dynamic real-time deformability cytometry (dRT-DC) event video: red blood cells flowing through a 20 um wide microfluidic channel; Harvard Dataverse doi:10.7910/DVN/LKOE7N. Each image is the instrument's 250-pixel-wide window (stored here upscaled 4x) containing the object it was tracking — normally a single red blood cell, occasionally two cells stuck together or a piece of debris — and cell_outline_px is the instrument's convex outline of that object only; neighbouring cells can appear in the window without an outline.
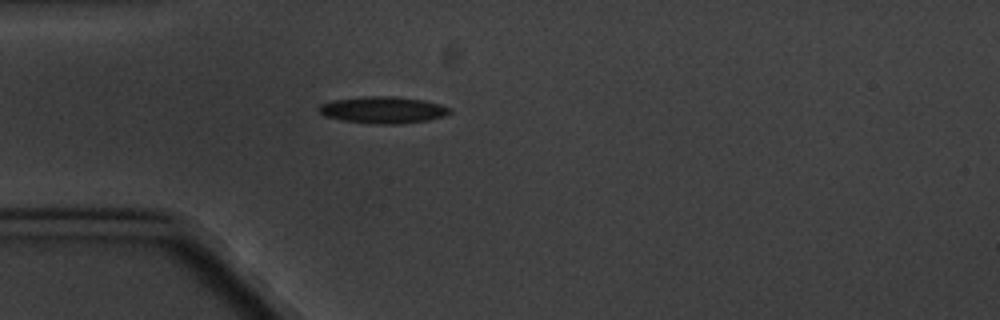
{"species": "common noctule bat (a hibernating species)", "species_latin": "Nyctalus noctula", "temperature_condition": "cold", "stored_images_in_passage": 5, "camera_frame_rate_fps": 3000, "um_per_image_px": 0.085, "animal": {"sex": "male", "body_mass_g": 20.1, "forearm_length_mm": 53.5}, "frame": {"image": 1, "passage_image": 4, "time_ms": 3.667, "image_size_px": [1000, 320], "cell_outline_px": [[452, 112], [444, 116], [428, 120], [400, 124], [376, 124], [344, 120], [324, 116], [316, 108], [320, 104], [332, 100], [368, 96], [392, 96], [424, 100], [452, 108]], "centroid_in_image_um": [32.56, 9.34], "position_along_channel_um": 52.4, "area_um2": 20.4}}